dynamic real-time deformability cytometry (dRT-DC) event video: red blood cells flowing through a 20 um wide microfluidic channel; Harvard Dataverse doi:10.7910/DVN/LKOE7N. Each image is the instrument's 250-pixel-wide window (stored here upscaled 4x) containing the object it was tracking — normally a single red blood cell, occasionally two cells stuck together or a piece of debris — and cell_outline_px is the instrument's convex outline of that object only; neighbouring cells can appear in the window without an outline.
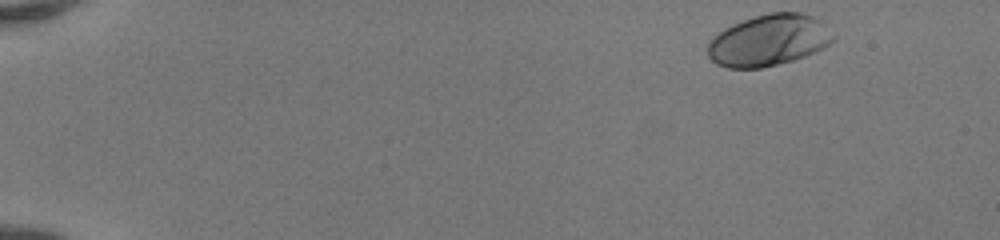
{"species": "human", "species_latin": "Homo sapiens", "temperature_condition": "room temperature", "stored_images_in_passage": 46, "camera_frame_rate_fps": 3000, "um_per_image_px": 0.085, "donor": {"sex": "female"}, "frame": {"image": 1, "passage_image": 1, "time_ms": 0.0, "image_size_px": [1000, 240], "cell_outline_px": [[836, 40], [804, 56], [792, 60], [760, 68], [728, 68], [716, 64], [708, 56], [708, 44], [720, 32], [744, 20], [768, 12], [800, 12], [812, 16], [836, 36]], "centroid_in_image_um": [65.35, 3.43], "position_along_channel_um": 19.7, "area_um2": 36.76}}
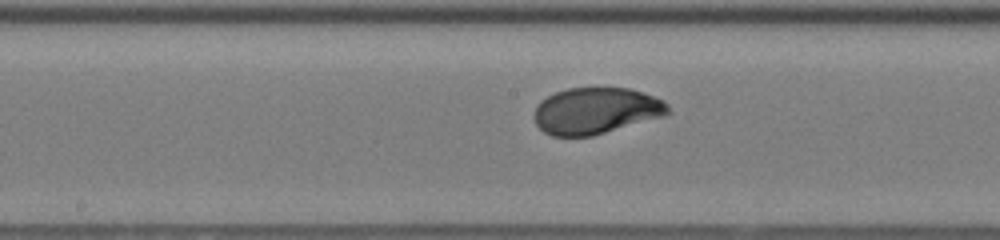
{"frame": {"image": 2, "passage_image": 24, "time_ms": 7.667, "image_size_px": [1000, 240], "cell_outline_px": [[672, 112], [664, 116], [592, 136], [552, 136], [544, 132], [536, 124], [532, 116], [536, 104], [540, 100], [556, 92], [568, 88], [628, 88], [664, 100], [668, 104]], "centroid_in_image_um": [50.63, 9.42], "position_along_channel_um": 197.6, "area_um2": 36.36}}
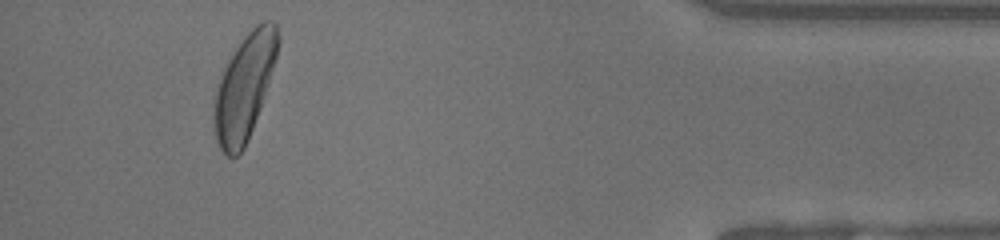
{"frame": {"image": 3, "passage_image": 43, "time_ms": 14.0, "image_size_px": [1000, 240], "cell_outline_px": [[280, 44], [260, 108], [248, 140], [244, 148], [236, 156], [228, 156], [220, 148], [216, 140], [216, 88], [220, 76], [228, 60], [244, 36], [256, 24], [264, 20], [268, 20], [276, 24], [280, 36]], "centroid_in_image_um": [20.81, 7.33], "position_along_channel_um": 414.4, "area_um2": 38.21}, "authors_computed_cell_mechanics": {"area_um2": 35.8938, "velocity_mm_per_s": 4.1552, "shape_relaxation_time_tau1_ms": 2.9835, "shape_relaxation_time_tau2_ms": null, "deformation_change_tau1": 0.1612, "deformation_change_tau2": null}}